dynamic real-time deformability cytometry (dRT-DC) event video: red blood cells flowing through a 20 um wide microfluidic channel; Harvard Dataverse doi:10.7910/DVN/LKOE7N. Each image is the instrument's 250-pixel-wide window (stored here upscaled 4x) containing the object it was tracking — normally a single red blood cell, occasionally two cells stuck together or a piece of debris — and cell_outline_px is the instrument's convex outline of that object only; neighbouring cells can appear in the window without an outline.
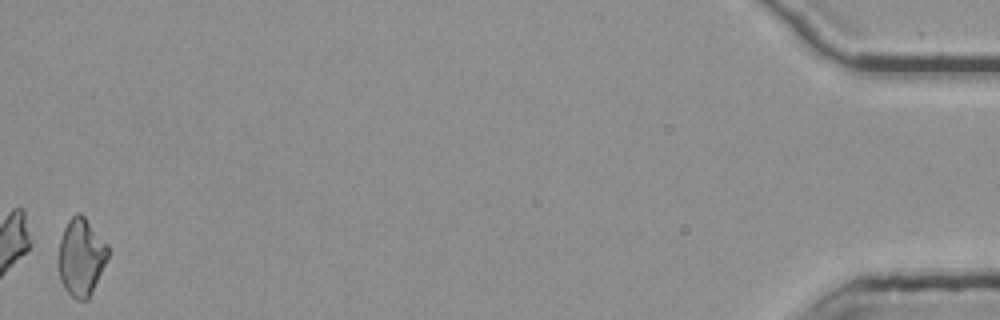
{"species": "common noctule bat (a hibernating species)", "species_latin": "Nyctalus noctula", "temperature_condition": "room temperature", "stored_images_in_passage": 52, "camera_frame_rate_fps": 3000, "um_per_image_px": 0.085, "animal": {"sex": "female", "body_mass_g": 25.1}, "frame": {"image": 1, "passage_image": 52, "time_ms": 17.0, "image_size_px": [1000, 320], "cell_outline_px": [[108, 256], [88, 300], [76, 300], [64, 288], [60, 280], [56, 268], [56, 260], [60, 240], [64, 228], [68, 220], [76, 212], [80, 212], [84, 216], [108, 244]], "centroid_in_image_um": [6.85, 21.85], "position_along_channel_um": 428.4, "area_um2": 22.66}}